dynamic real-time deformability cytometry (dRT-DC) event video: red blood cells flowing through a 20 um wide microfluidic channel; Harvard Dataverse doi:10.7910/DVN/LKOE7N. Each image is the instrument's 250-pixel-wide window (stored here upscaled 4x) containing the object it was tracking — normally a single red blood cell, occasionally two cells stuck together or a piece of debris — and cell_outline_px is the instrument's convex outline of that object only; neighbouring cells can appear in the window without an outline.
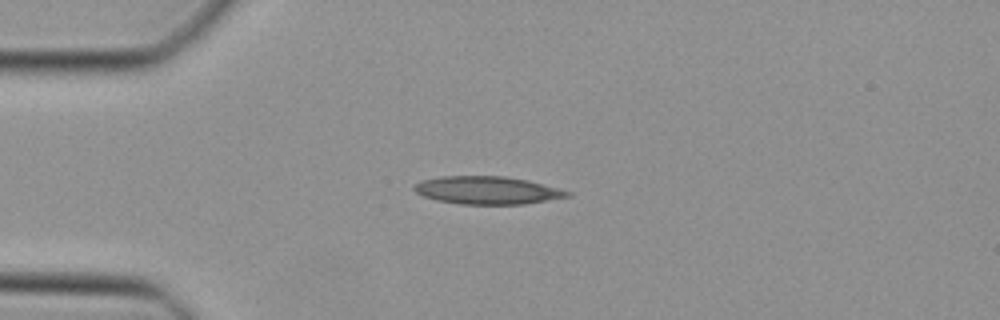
{"species": "Egyptian fruit bat (a non-hibernating species)", "species_latin": "Rousettus aegyptiacus", "temperature_condition": "cold", "stored_images_in_passage": 28, "camera_frame_rate_fps": 3000, "um_per_image_px": 0.085, "animal": {"sex": "female"}, "frame": {"image": 1, "passage_image": 1, "time_ms": 0.0, "image_size_px": [1000, 320], "cell_outline_px": [[572, 196], [524, 204], [460, 204], [436, 200], [424, 196], [416, 192], [412, 188], [416, 184], [424, 180], [444, 176], [504, 176], [528, 180], [572, 192]], "centroid_in_image_um": [41.45, 16.18], "position_along_channel_um": 43.6, "area_um2": 24.68}}
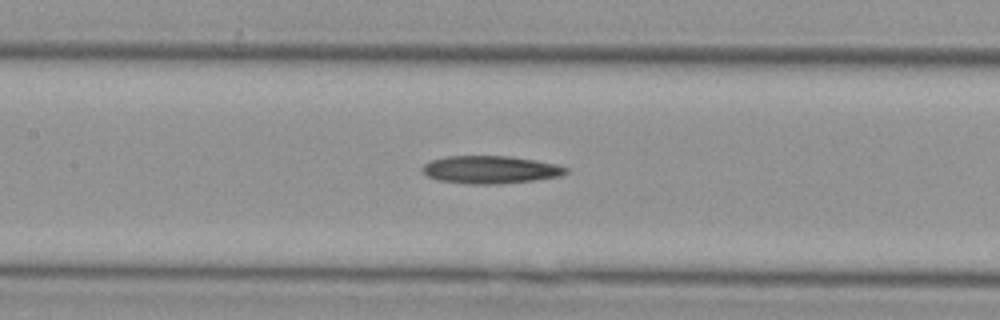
{"frame": {"image": 2, "passage_image": 11, "time_ms": 3.333, "image_size_px": [1000, 320], "cell_outline_px": [[568, 172], [560, 176], [532, 180], [500, 184], [468, 184], [436, 180], [428, 176], [420, 168], [424, 164], [432, 160], [448, 156], [508, 156], [536, 160], [556, 164], [568, 168]], "centroid_in_image_um": [41.67, 14.42], "position_along_channel_um": 165.7, "area_um2": 23.18}}
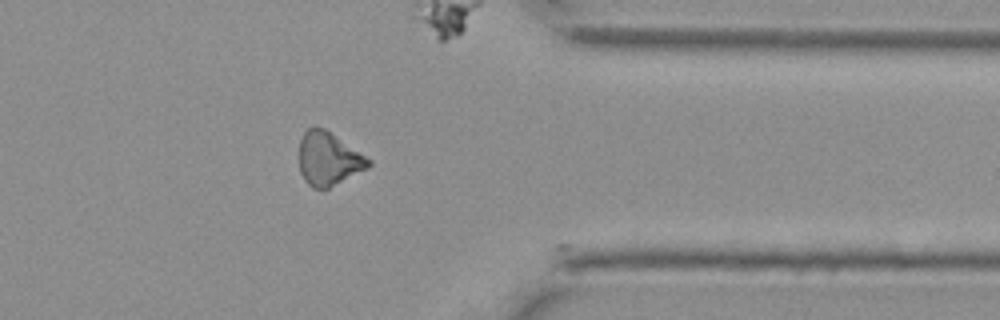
{"frame": {"image": 3, "passage_image": 27, "time_ms": 8.667, "image_size_px": [1000, 320], "cell_outline_px": [[372, 164], [368, 168], [328, 188], [312, 188], [304, 180], [300, 172], [300, 140], [304, 132], [308, 128], [324, 128], [372, 160]], "centroid_in_image_um": [27.93, 13.51], "position_along_channel_um": 383.5, "area_um2": 21.27}}